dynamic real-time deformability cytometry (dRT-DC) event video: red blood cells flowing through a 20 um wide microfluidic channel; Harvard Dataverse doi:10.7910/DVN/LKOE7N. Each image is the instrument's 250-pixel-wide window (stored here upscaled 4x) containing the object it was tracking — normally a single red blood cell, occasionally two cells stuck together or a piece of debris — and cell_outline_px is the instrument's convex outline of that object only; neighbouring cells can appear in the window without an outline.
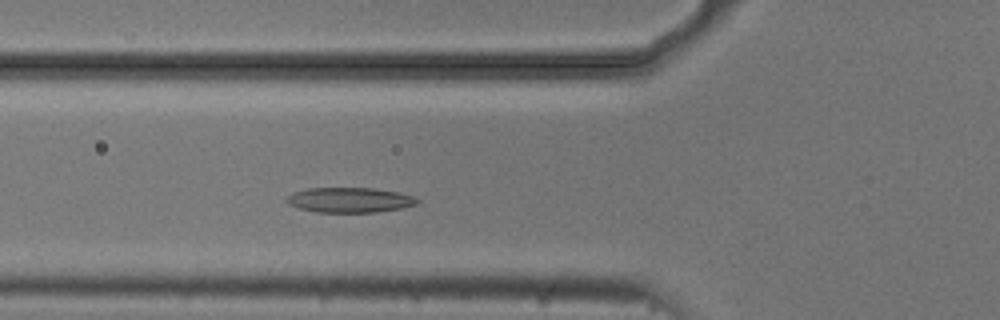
{"species": "common noctule bat (a hibernating species)", "species_latin": "Nyctalus noctula", "temperature_condition": "cold", "stored_images_in_passage": 48, "camera_frame_rate_fps": 3000, "um_per_image_px": 0.085, "animal": {"sex": "male", "body_mass_g": 20.5, "forearm_length_mm": 52.5}, "frame": {"image": 1, "passage_image": 13, "time_ms": 4.0, "image_size_px": [1000, 320], "cell_outline_px": [[420, 200], [416, 204], [400, 208], [376, 212], [316, 212], [300, 208], [288, 204], [284, 200], [292, 192], [308, 188], [376, 188], [400, 192], [412, 196]], "centroid_in_image_um": [29.7, 16.99], "position_along_channel_um": 96.1, "area_um2": 19.07}}
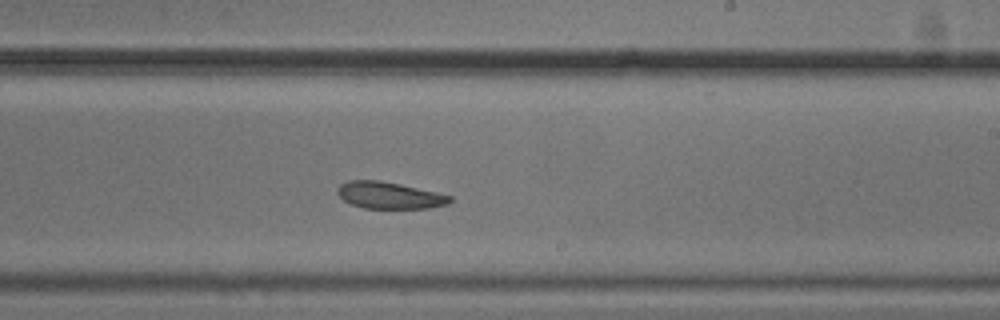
{"frame": {"image": 2, "passage_image": 26, "time_ms": 8.333, "image_size_px": [1000, 320], "cell_outline_px": [[452, 200], [448, 204], [428, 208], [364, 208], [352, 204], [344, 200], [336, 192], [336, 188], [340, 184], [348, 180], [380, 180], [400, 184], [436, 192], [452, 196]], "centroid_in_image_um": [33.08, 16.59], "position_along_channel_um": 255.9, "area_um2": 17.51}}
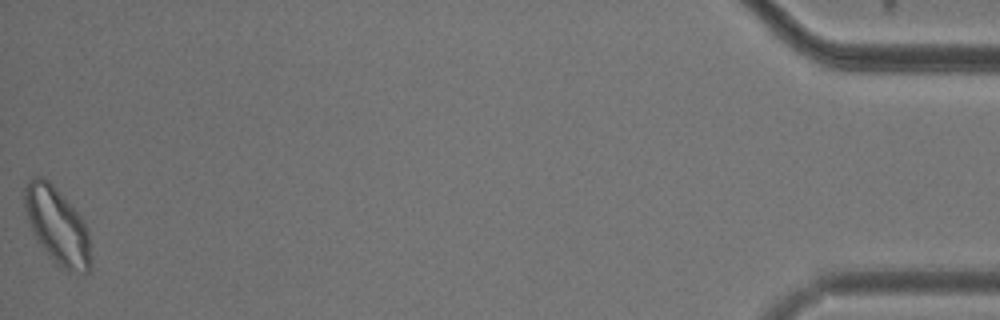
{"frame": {"image": 3, "passage_image": 48, "time_ms": 15.667, "image_size_px": [1000, 320], "cell_outline_px": [[92, 268], [84, 276], [68, 272], [56, 264], [32, 232], [24, 208], [24, 188], [28, 180], [32, 176], [40, 176], [48, 180], [56, 188], [84, 220], [88, 232], [92, 260]], "centroid_in_image_um": [4.9, 19.24], "position_along_channel_um": 430.3, "area_um2": 29.88}, "authors_computed_cell_mechanics": {"area_um2": 19.9988, "velocity_mm_per_s": 3.6816, "shape_relaxation_time_tau1_ms": 3.8001, "shape_relaxation_time_tau2_ms": 4.3958, "deformation_change_tau1": 0.101, "deformation_change_tau2": 0.1057}}